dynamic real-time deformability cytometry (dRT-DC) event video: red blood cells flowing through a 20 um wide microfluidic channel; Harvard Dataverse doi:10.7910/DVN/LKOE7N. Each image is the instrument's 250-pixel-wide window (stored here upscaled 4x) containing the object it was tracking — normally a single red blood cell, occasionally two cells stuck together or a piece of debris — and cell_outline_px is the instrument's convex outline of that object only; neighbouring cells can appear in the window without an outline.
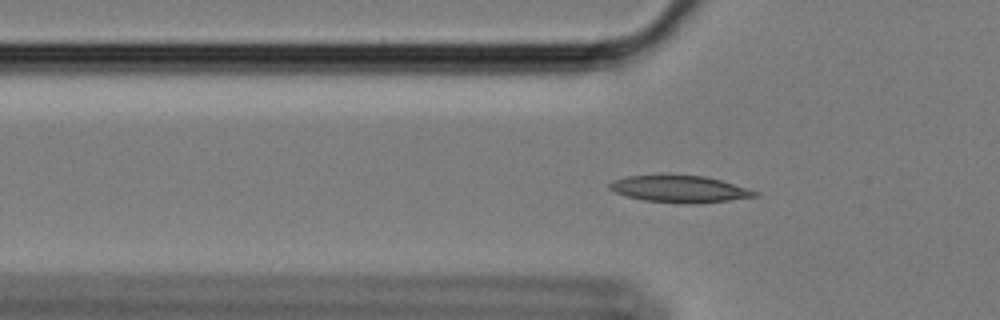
{"species": "Egyptian fruit bat (a non-hibernating species)", "species_latin": "Rousettus aegyptiacus", "temperature_condition": "cold", "stored_images_in_passage": 58, "camera_frame_rate_fps": 3000, "um_per_image_px": 0.085, "animal": {"sex": "female"}, "frame": {"image": 1, "passage_image": 18, "time_ms": 5.667, "image_size_px": [1000, 320], "cell_outline_px": [[760, 196], [700, 204], [688, 204], [644, 200], [624, 196], [608, 188], [608, 184], [616, 180], [628, 176], [660, 172], [704, 176], [720, 180], [760, 192]], "centroid_in_image_um": [57.75, 16.04], "position_along_channel_um": 68.0, "area_um2": 23.58}}
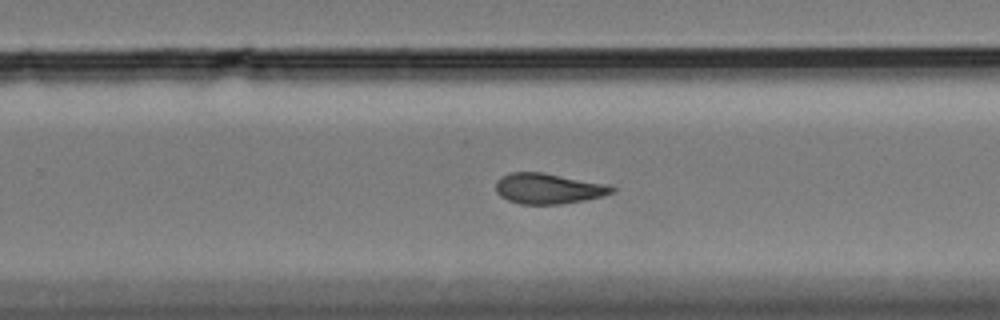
{"frame": {"image": 2, "passage_image": 37, "time_ms": 12.0, "image_size_px": [1000, 320], "cell_outline_px": [[616, 192], [584, 200], [560, 204], [520, 204], [508, 200], [500, 196], [496, 192], [496, 180], [500, 176], [508, 172], [540, 172], [608, 184], [616, 188]], "centroid_in_image_um": [46.58, 16.02], "position_along_channel_um": 283.2, "area_um2": 20.69}}
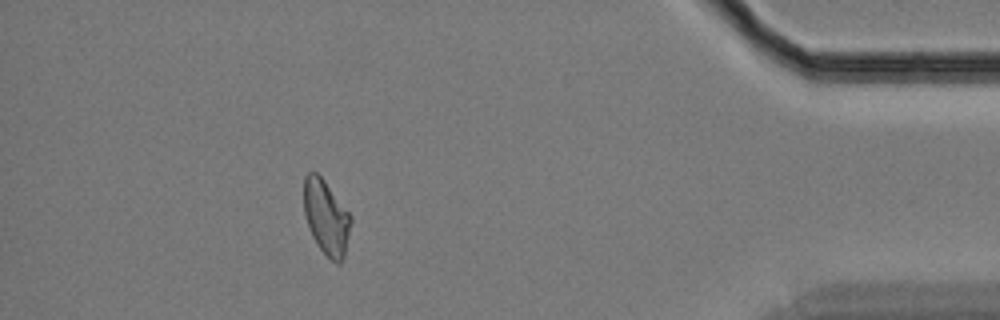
{"frame": {"image": 3, "passage_image": 52, "time_ms": 17.0, "image_size_px": [1000, 320], "cell_outline_px": [[352, 220], [344, 256], [340, 264], [336, 264], [316, 244], [312, 236], [304, 212], [304, 176], [308, 172], [316, 172], [324, 180], [352, 216]], "centroid_in_image_um": [27.73, 18.47], "position_along_channel_um": 407.5, "area_um2": 20.29}, "authors_computed_cell_mechanics": {"area_um2": 21.0392, "velocity_mm_per_s": 3.3976, "shape_relaxation_time_tau1_ms": 10.6839, "shape_relaxation_time_tau2_ms": 4.197, "deformation_change_tau1": 0.2175, "deformation_change_tau2": 0.1054}}